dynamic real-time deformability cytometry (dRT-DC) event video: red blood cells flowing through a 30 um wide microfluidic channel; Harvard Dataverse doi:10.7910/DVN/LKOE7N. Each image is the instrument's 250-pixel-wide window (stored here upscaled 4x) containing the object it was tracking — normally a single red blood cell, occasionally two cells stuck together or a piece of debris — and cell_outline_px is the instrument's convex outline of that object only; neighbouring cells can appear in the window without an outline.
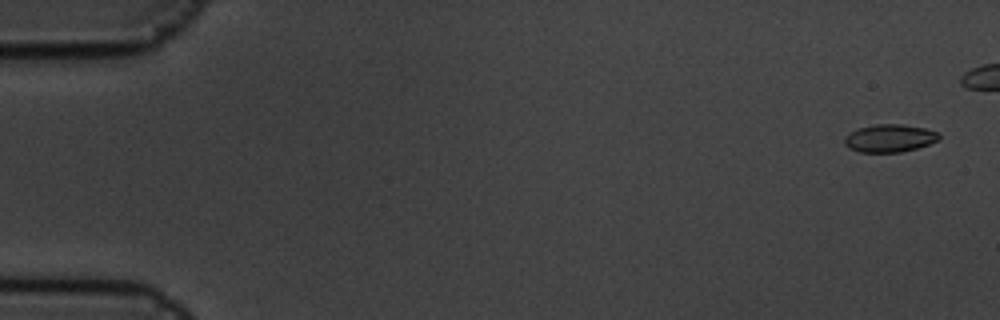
{"species": "common noctule bat (a hibernating species)", "species_latin": "Nyctalus noctula", "temperature_condition": "cold", "stored_images_in_passage": 6, "camera_frame_rate_fps": 3000, "um_per_image_px": 0.085, "animal": {"sex": "male", "body_mass_g": 19.5, "forearm_length_mm": 54.6}, "frame": {"image": 1, "passage_image": 1, "time_ms": 0.0, "image_size_px": [1000, 320], "cell_outline_px": [[940, 136], [936, 140], [928, 144], [916, 148], [900, 152], [860, 152], [844, 144], [844, 136], [848, 132], [860, 128], [876, 124], [904, 124], [924, 128], [940, 132]], "centroid_in_image_um": [75.6, 11.73], "position_along_channel_um": 9.4, "area_um2": 15.2}}
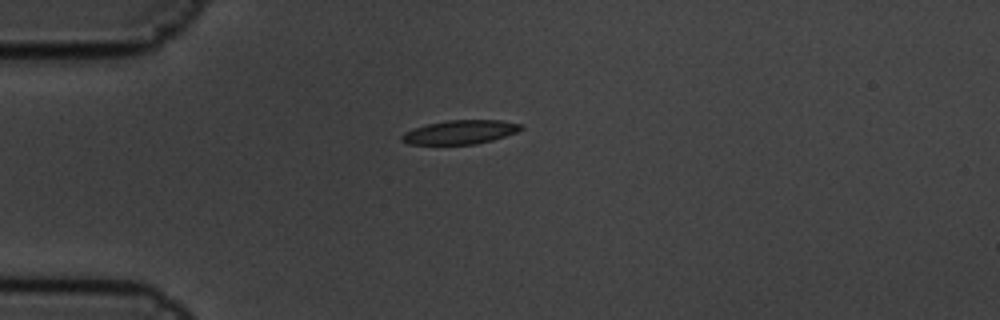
{"frame": {"image": 2, "passage_image": 6, "time_ms": 1.667, "image_size_px": [1000, 320], "cell_outline_px": [[524, 128], [516, 132], [492, 140], [476, 144], [408, 144], [400, 140], [400, 136], [404, 132], [428, 124], [448, 120], [500, 120], [524, 124]], "centroid_in_image_um": [39.13, 11.23], "position_along_channel_um": 45.9, "area_um2": 16.53}}